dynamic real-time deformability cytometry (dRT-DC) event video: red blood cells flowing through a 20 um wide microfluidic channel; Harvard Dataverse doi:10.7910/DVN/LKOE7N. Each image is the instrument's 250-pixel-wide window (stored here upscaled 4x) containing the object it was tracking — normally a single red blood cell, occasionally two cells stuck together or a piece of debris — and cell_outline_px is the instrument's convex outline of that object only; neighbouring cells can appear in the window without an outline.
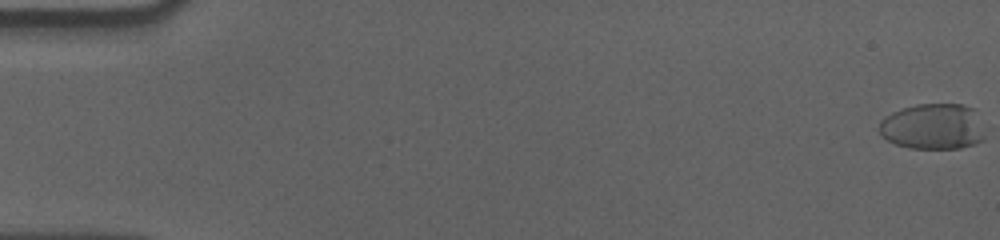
{"species": "human", "species_latin": "Homo sapiens", "temperature_condition": "cold", "stored_images_in_passage": 59, "camera_frame_rate_fps": 3000, "um_per_image_px": 0.085, "donor": {"sex": "male"}, "frame": {"image": 1, "passage_image": 1, "time_ms": 0.0, "image_size_px": [1000, 240], "cell_outline_px": [[984, 140], [976, 144], [960, 148], [908, 148], [896, 144], [880, 136], [880, 120], [884, 116], [892, 112], [916, 104], [964, 104], [976, 108], [984, 136]], "centroid_in_image_um": [79.31, 10.75], "position_along_channel_um": 5.7, "area_um2": 28.5}}
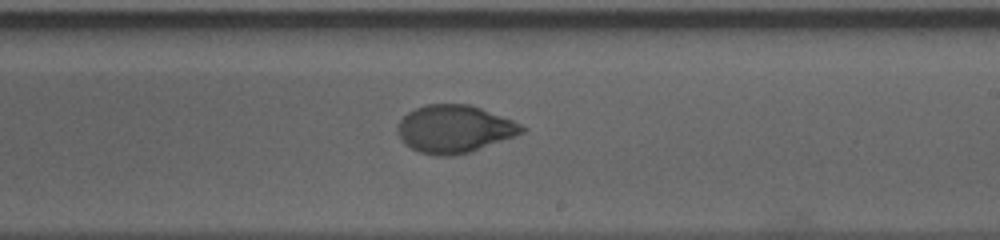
{"frame": {"image": 2, "passage_image": 36, "time_ms": 11.667, "image_size_px": [1000, 240], "cell_outline_px": [[528, 128], [524, 132], [468, 152], [452, 156], [436, 156], [420, 152], [404, 144], [396, 128], [400, 120], [408, 112], [416, 108], [428, 104], [468, 104], [480, 108], [512, 120]], "centroid_in_image_um": [38.59, 10.96], "position_along_channel_um": 250.4, "area_um2": 34.04}}
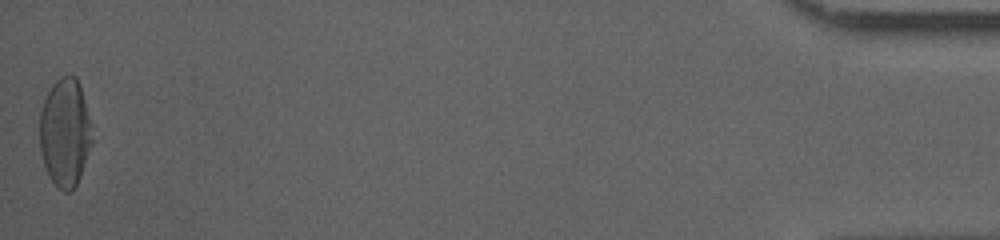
{"frame": {"image": 3, "passage_image": 59, "time_ms": 19.333, "image_size_px": [1000, 240], "cell_outline_px": [[92, 144], [80, 176], [76, 184], [68, 192], [64, 192], [48, 176], [44, 164], [40, 148], [40, 112], [44, 100], [52, 84], [60, 76], [68, 72], [76, 76], [80, 84], [92, 124]], "centroid_in_image_um": [5.54, 11.2], "position_along_channel_um": 429.7, "area_um2": 33.29}, "authors_computed_cell_mechanics": {"area_um2": 33.4662, "velocity_mm_per_s": 3.5625, "shape_relaxation_time_tau1_ms": 5.551, "shape_relaxation_time_tau2_ms": 0.8899, "deformation_change_tau1": 0.1885, "deformation_change_tau2": 0.0446}}